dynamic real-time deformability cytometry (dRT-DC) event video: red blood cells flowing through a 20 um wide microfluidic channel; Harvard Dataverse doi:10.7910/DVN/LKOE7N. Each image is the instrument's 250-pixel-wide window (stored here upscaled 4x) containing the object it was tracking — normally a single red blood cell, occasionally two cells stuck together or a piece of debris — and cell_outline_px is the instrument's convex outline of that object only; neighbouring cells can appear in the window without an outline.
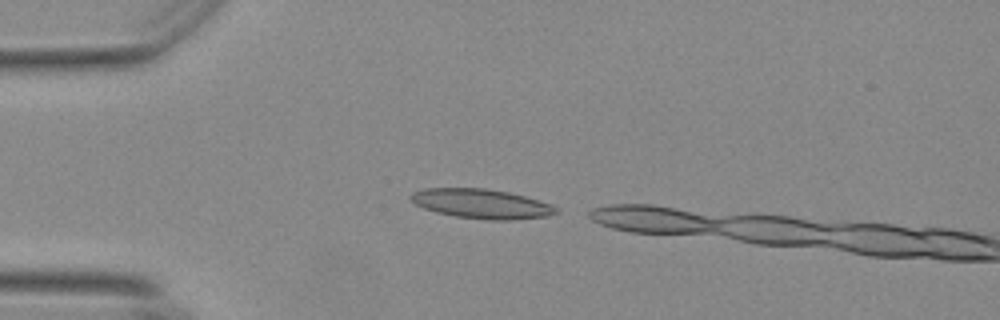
{"species": "Egyptian fruit bat (a non-hibernating species)", "species_latin": "Rousettus aegyptiacus", "temperature_condition": "warm", "stored_images_in_passage": 3, "camera_frame_rate_fps": 3000, "um_per_image_px": 0.085, "animal": {"sex": "female"}, "frame": {"image": 1, "passage_image": 1, "time_ms": 0.0, "image_size_px": [1000, 320], "cell_outline_px": [[560, 212], [548, 216], [512, 220], [492, 220], [456, 216], [436, 212], [424, 208], [416, 204], [408, 196], [412, 192], [424, 188], [484, 188], [508, 192], [524, 196], [552, 204]], "centroid_in_image_um": [40.93, 17.32], "position_along_channel_um": 44.1, "area_um2": 24.91}}